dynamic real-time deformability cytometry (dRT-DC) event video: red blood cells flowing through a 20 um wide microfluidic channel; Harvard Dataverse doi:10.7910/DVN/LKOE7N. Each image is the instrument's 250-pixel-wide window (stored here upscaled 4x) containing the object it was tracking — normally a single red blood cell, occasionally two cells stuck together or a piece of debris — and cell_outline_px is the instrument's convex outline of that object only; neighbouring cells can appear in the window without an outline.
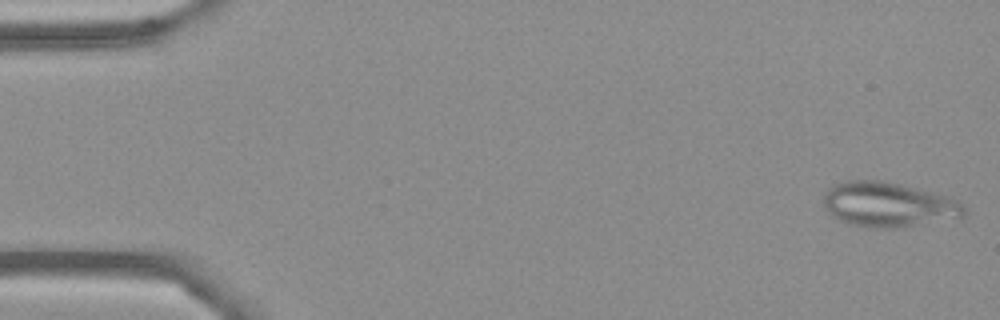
{"species": "Egyptian fruit bat (a non-hibernating species)", "species_latin": "Rousettus aegyptiacus", "temperature_condition": "cold", "stored_images_in_passage": 54, "segment_of_instrument_passage": [1, 2], "camera_frame_rate_fps": 3000, "um_per_image_px": 0.085, "frame": {"image": 1, "passage_image": 1, "time_ms": 0.0, "image_size_px": [1000, 320], "cell_outline_px": [[968, 208], [964, 216], [960, 220], [904, 228], [868, 228], [848, 224], [840, 220], [828, 212], [824, 204], [824, 192], [832, 184], [844, 180], [880, 180], [900, 184], [948, 196], [956, 200]], "centroid_in_image_um": [75.58, 17.42], "position_along_channel_um": 9.4, "area_um2": 37.8}}